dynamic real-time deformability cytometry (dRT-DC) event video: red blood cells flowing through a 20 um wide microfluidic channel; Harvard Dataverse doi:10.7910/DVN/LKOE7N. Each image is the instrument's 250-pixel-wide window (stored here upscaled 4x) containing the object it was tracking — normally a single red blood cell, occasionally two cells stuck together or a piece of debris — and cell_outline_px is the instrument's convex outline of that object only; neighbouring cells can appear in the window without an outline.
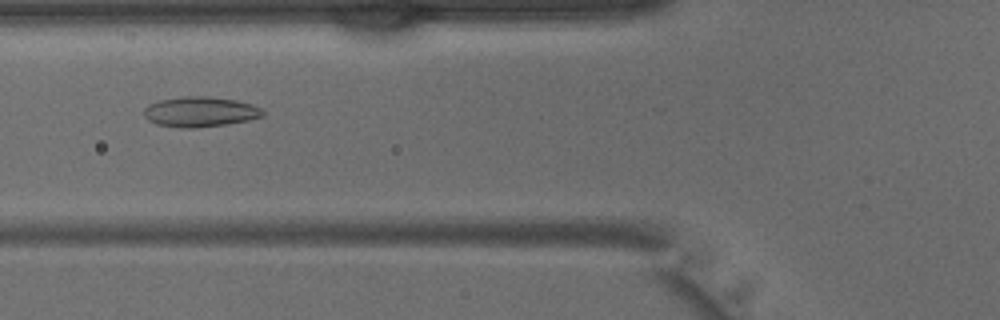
{"species": "common noctule bat (a hibernating species)", "species_latin": "Nyctalus noctula", "temperature_condition": "warm", "stored_images_in_passage": 12, "camera_frame_rate_fps": 3000, "um_per_image_px": 0.085, "animal": {"sex": "male", "body_mass_g": 15.6}, "frame": {"image": 1, "passage_image": 5, "time_ms": 1.333, "image_size_px": [1000, 320], "cell_outline_px": [[264, 116], [248, 120], [224, 124], [196, 128], [180, 128], [156, 124], [148, 120], [144, 116], [144, 108], [160, 100], [184, 96], [212, 96], [236, 100], [252, 104], [264, 108]], "centroid_in_image_um": [17.04, 9.5], "position_along_channel_um": 108.8, "area_um2": 20.98}}
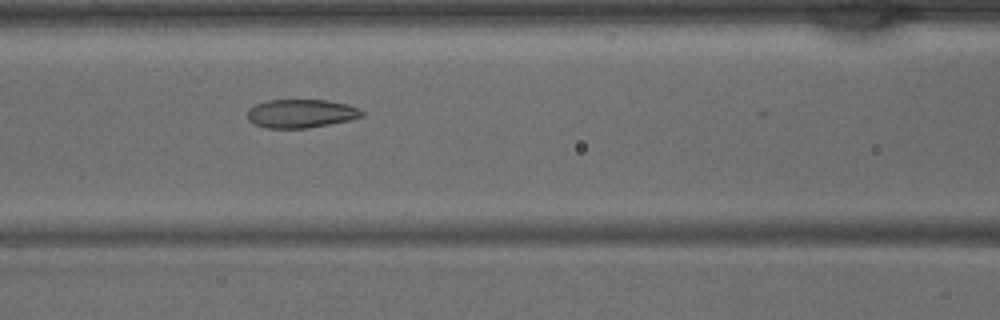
{"frame": {"image": 2, "passage_image": 7, "time_ms": 2.0, "image_size_px": [1000, 320], "cell_outline_px": [[364, 116], [348, 120], [308, 128], [268, 128], [256, 124], [248, 120], [248, 108], [256, 104], [268, 100], [328, 100], [348, 104], [360, 108], [364, 112]], "centroid_in_image_um": [25.61, 9.64], "position_along_channel_um": 141.0, "area_um2": 19.02}}
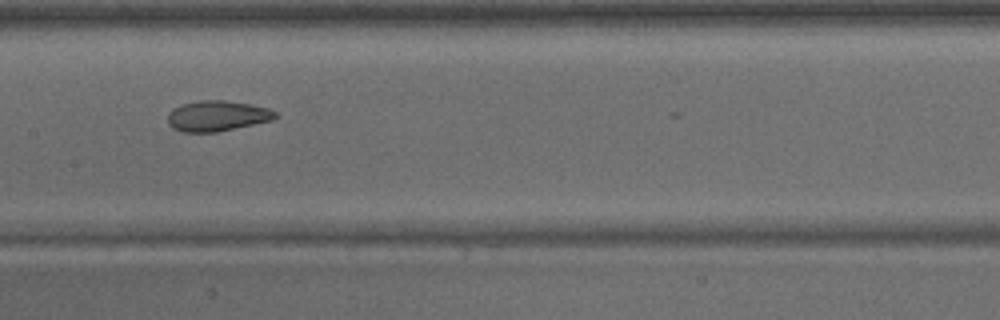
{"frame": {"image": 3, "passage_image": 10, "time_ms": 3.0, "image_size_px": [1000, 320], "cell_outline_px": [[280, 116], [272, 120], [216, 132], [180, 132], [172, 128], [168, 124], [168, 112], [172, 108], [180, 104], [200, 100], [224, 100], [252, 104], [268, 108], [276, 112]], "centroid_in_image_um": [18.43, 9.84], "position_along_channel_um": 189.0, "area_um2": 19.36}}